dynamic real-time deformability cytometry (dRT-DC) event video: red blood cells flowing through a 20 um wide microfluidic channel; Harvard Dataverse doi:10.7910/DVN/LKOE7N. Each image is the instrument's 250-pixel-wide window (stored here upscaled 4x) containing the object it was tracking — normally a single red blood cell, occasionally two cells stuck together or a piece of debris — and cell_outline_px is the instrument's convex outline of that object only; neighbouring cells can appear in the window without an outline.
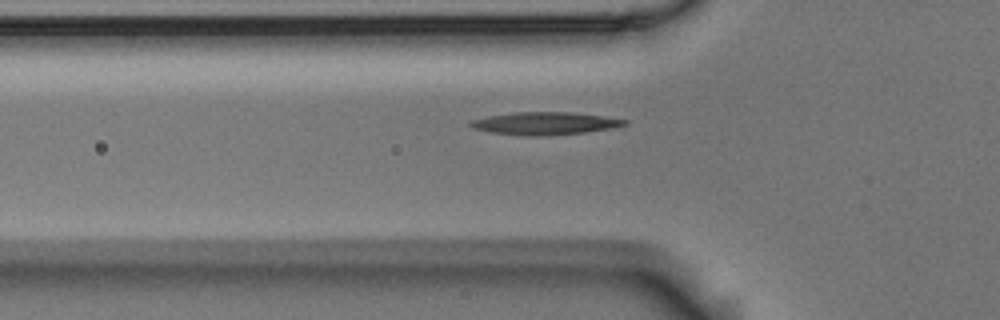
{"species": "Egyptian fruit bat (a non-hibernating species)", "species_latin": "Rousettus aegyptiacus", "temperature_condition": "room temperature", "stored_images_in_passage": 38, "camera_frame_rate_fps": 3000, "um_per_image_px": 0.085, "animal": {"sex": "male"}, "frame": {"image": 1, "passage_image": 5, "time_ms": 1.333, "image_size_px": [1000, 320], "cell_outline_px": [[628, 124], [608, 128], [584, 132], [536, 136], [524, 136], [488, 132], [472, 128], [468, 124], [472, 120], [488, 116], [516, 112], [572, 112], [628, 120]], "centroid_in_image_um": [46.24, 10.49], "position_along_channel_um": 79.6, "area_um2": 20.06}}
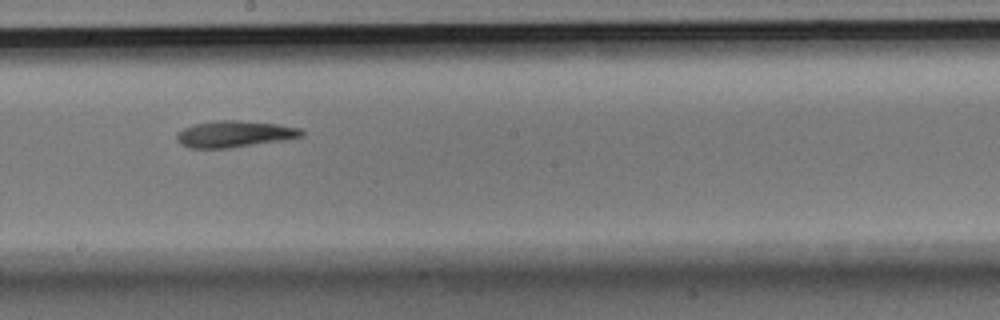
{"frame": {"image": 2, "passage_image": 17, "time_ms": 5.333, "image_size_px": [1000, 320], "cell_outline_px": [[304, 136], [284, 140], [232, 148], [188, 148], [180, 144], [176, 140], [176, 132], [192, 124], [216, 120], [240, 120], [276, 124], [300, 128], [304, 132]], "centroid_in_image_um": [19.89, 11.39], "position_along_channel_um": 228.3, "area_um2": 19.54}}
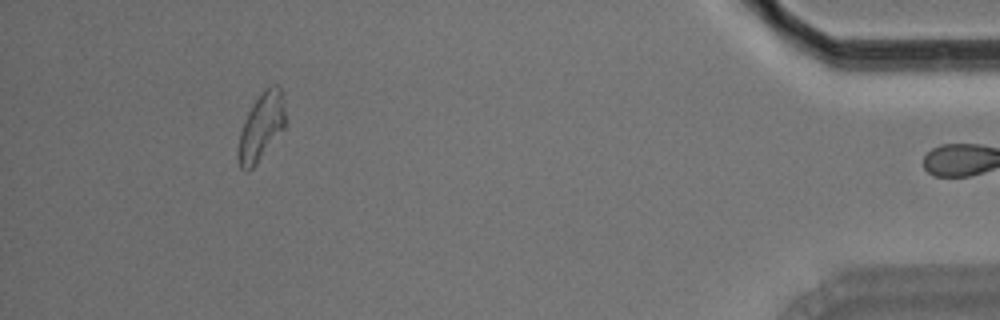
{"frame": {"image": 3, "passage_image": 37, "time_ms": 12.0, "image_size_px": [1000, 320], "cell_outline_px": [[284, 128], [256, 164], [248, 172], [244, 172], [240, 168], [236, 156], [240, 132], [244, 120], [252, 104], [264, 88], [268, 84], [276, 84], [280, 88], [284, 108]], "centroid_in_image_um": [22.16, 10.8], "position_along_channel_um": 413.0, "area_um2": 18.55}}